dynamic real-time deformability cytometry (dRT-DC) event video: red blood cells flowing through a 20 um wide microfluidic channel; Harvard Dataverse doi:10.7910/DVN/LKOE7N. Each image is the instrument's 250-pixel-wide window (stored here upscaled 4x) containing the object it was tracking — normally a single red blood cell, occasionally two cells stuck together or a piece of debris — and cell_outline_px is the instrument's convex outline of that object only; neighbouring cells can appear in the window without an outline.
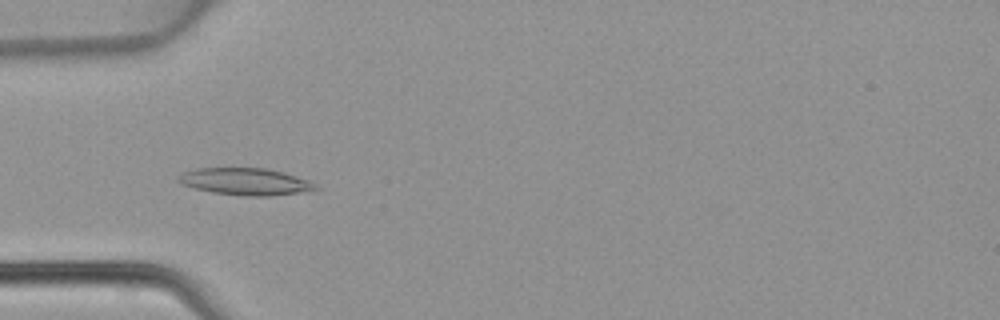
{"species": "common noctule bat (a hibernating species)", "species_latin": "Nyctalus noctula", "temperature_condition": "warm", "stored_images_in_passage": 34, "camera_frame_rate_fps": 3000, "um_per_image_px": 0.085, "animal": {"sex": "female", "body_mass_g": 22.7, "forearm_length_mm": 54.2}, "frame": {"image": 1, "passage_image": 2, "time_ms": 0.333, "image_size_px": [1000, 320], "cell_outline_px": [[320, 188], [296, 192], [268, 196], [244, 196], [212, 192], [180, 184], [176, 180], [176, 176], [184, 172], [200, 168], [264, 168], [284, 172], [308, 180], [316, 184]], "centroid_in_image_um": [20.81, 15.43], "position_along_channel_um": 64.2, "area_um2": 21.39}}
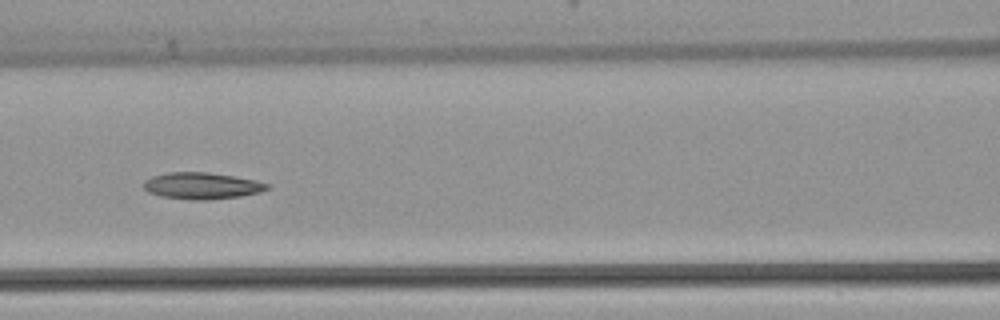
{"frame": {"image": 2, "passage_image": 8, "time_ms": 2.333, "image_size_px": [1000, 320], "cell_outline_px": [[268, 188], [260, 192], [240, 196], [208, 200], [196, 200], [160, 196], [148, 192], [144, 188], [144, 180], [152, 176], [168, 172], [208, 172], [256, 180], [268, 184]], "centroid_in_image_um": [17.13, 15.79], "position_along_channel_um": 149.5, "area_um2": 19.02}}
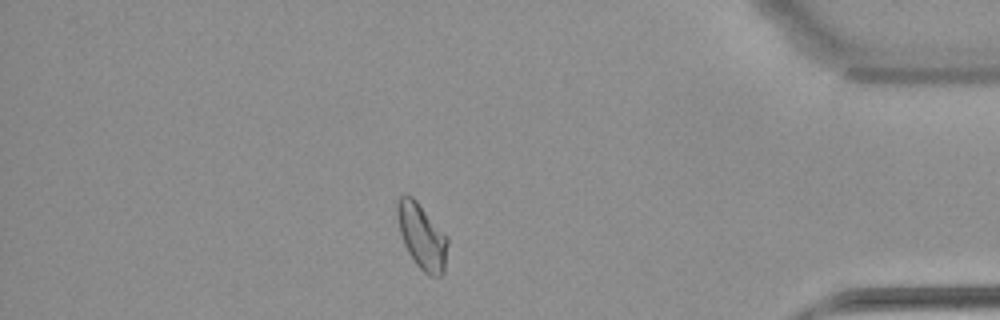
{"frame": {"image": 3, "passage_image": 28, "time_ms": 9.0, "image_size_px": [1000, 320], "cell_outline_px": [[448, 244], [444, 272], [440, 276], [428, 276], [416, 264], [408, 252], [404, 244], [400, 232], [396, 212], [396, 204], [400, 196], [412, 196], [416, 200], [448, 236]], "centroid_in_image_um": [35.87, 20.1], "position_along_channel_um": 399.3, "area_um2": 19.19}}